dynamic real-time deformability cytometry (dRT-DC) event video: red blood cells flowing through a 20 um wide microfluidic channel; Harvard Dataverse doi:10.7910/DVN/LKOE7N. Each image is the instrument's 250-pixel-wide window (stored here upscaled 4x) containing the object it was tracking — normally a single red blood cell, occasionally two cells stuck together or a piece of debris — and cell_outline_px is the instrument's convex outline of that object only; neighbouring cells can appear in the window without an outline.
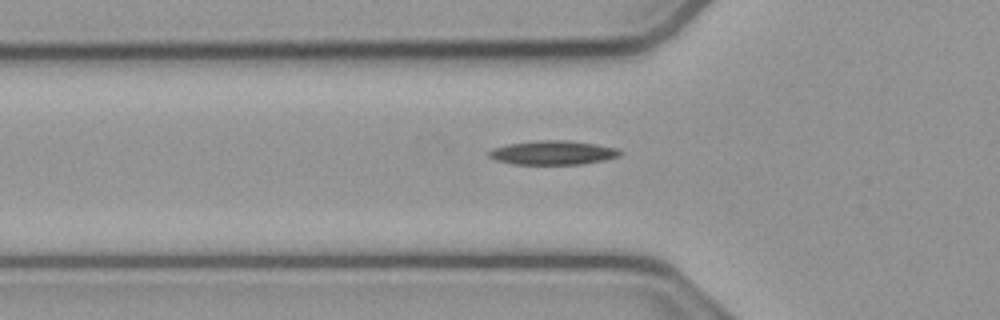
{"species": "common noctule bat (a hibernating species)", "species_latin": "Nyctalus noctula", "temperature_condition": "cold", "stored_images_in_passage": 33, "camera_frame_rate_fps": 3000, "um_per_image_px": 0.085, "animal": {"sex": "male", "body_mass_g": 23.1, "forearm_length_mm": 52.7}, "frame": {"image": 1, "passage_image": 4, "time_ms": 1.0, "image_size_px": [1000, 320], "cell_outline_px": [[624, 152], [620, 156], [604, 160], [584, 164], [512, 164], [496, 160], [488, 156], [488, 152], [492, 148], [508, 144], [540, 140], [564, 140], [596, 144], [616, 148]], "centroid_in_image_um": [47.01, 12.98], "position_along_channel_um": 78.8, "area_um2": 18.38}}
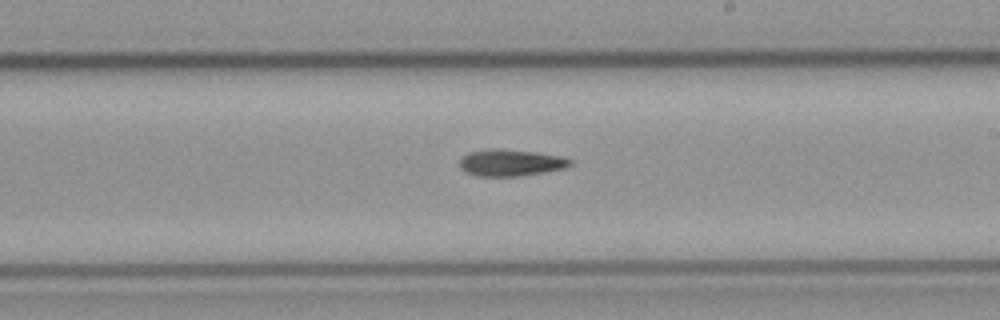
{"frame": {"image": 2, "passage_image": 17, "time_ms": 5.333, "image_size_px": [1000, 320], "cell_outline_px": [[572, 164], [564, 168], [544, 172], [516, 176], [476, 176], [460, 168], [460, 160], [468, 152], [492, 148], [496, 148], [532, 152], [560, 156], [572, 160]], "centroid_in_image_um": [43.39, 13.83], "position_along_channel_um": 245.6, "area_um2": 16.94}}
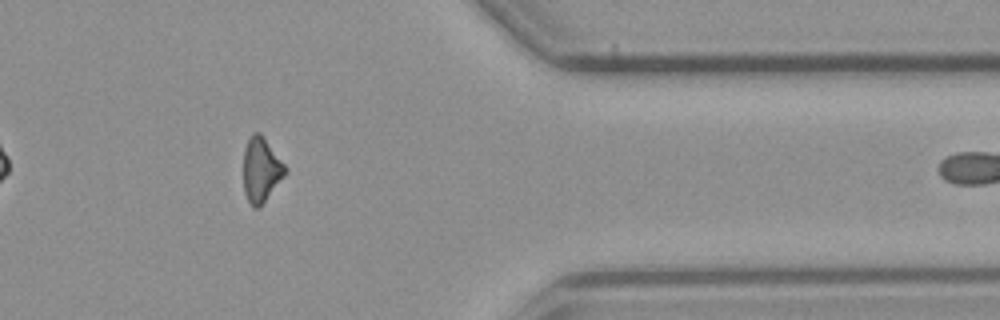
{"frame": {"image": 3, "passage_image": 30, "time_ms": 9.667, "image_size_px": [1000, 320], "cell_outline_px": [[288, 172], [260, 208], [252, 208], [244, 192], [244, 148], [252, 132], [260, 132], [288, 168]], "centroid_in_image_um": [22.21, 14.45], "position_along_channel_um": 389.2, "area_um2": 15.95}, "authors_computed_cell_mechanics": {"area_um2": 16.8198, "velocity_mm_per_s": 3.8153, "shape_relaxation_time_tau1_ms": 5.5461, "shape_relaxation_time_tau2_ms": null, "deformation_change_tau1": 0.1648, "deformation_change_tau2": null}}